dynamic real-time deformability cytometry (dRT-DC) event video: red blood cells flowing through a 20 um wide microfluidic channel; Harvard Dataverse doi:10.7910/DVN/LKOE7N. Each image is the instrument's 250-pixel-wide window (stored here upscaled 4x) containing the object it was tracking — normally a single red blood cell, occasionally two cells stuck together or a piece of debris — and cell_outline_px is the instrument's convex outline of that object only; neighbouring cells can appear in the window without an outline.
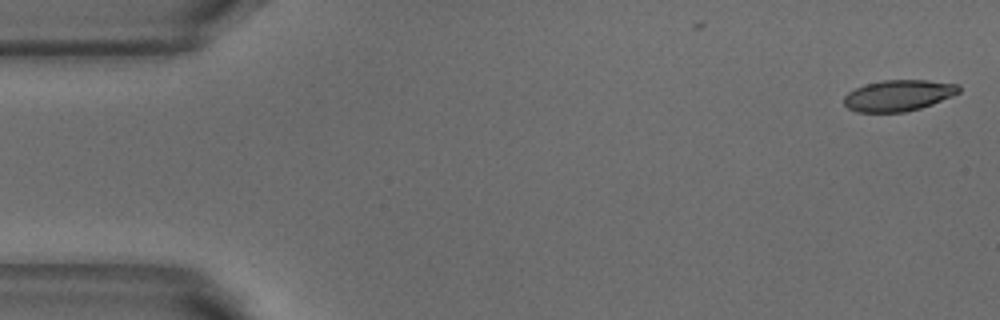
{"species": "common noctule bat (a hibernating species)", "species_latin": "Nyctalus noctula", "temperature_condition": "warm", "stored_images_in_passage": 6, "camera_frame_rate_fps": 3000, "um_per_image_px": 0.085, "animal": {"sex": "male", "body_mass_g": 18.8}, "frame": {"image": 1, "passage_image": 1, "time_ms": 0.0, "image_size_px": [1000, 320], "cell_outline_px": [[960, 92], [952, 96], [932, 104], [920, 108], [904, 112], [856, 112], [848, 108], [844, 104], [844, 96], [848, 92], [864, 84], [884, 80], [928, 80], [960, 84]], "centroid_in_image_um": [76.37, 8.11], "position_along_channel_um": 8.6, "area_um2": 20.92}}
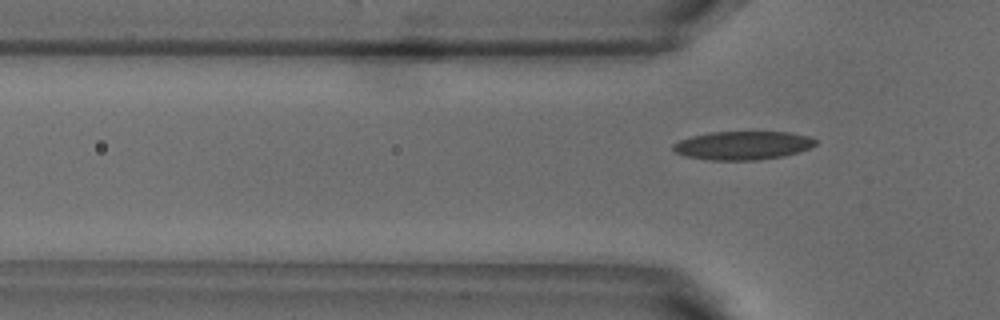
{"frame": {"image": 2, "passage_image": 4, "time_ms": 1.0, "image_size_px": [1000, 320], "cell_outline_px": [[816, 144], [808, 148], [784, 156], [756, 160], [712, 160], [684, 156], [676, 152], [672, 148], [672, 144], [680, 140], [692, 136], [708, 132], [792, 132], [812, 136], [816, 140]], "centroid_in_image_um": [63.14, 12.35], "position_along_channel_um": 62.7, "area_um2": 23.7}}
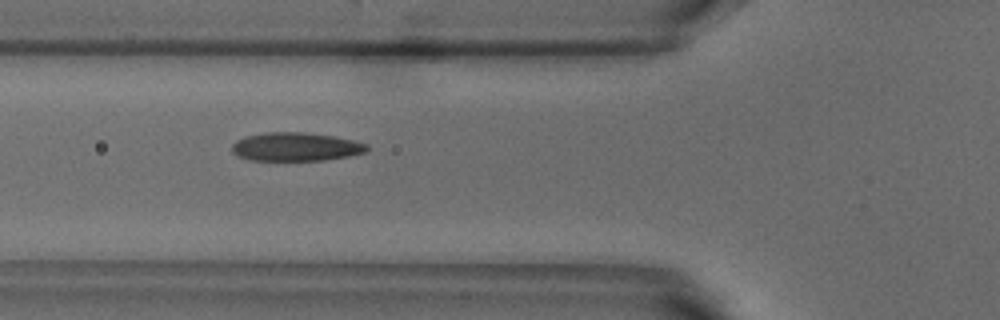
{"frame": {"image": 3, "passage_image": 5, "time_ms": 1.333, "image_size_px": [1000, 320], "cell_outline_px": [[368, 148], [364, 152], [348, 156], [324, 160], [248, 160], [236, 156], [232, 152], [232, 144], [236, 140], [244, 136], [268, 132], [304, 132], [332, 136], [352, 140], [368, 144]], "centroid_in_image_um": [25.08, 12.47], "position_along_channel_um": 100.7, "area_um2": 22.43}}